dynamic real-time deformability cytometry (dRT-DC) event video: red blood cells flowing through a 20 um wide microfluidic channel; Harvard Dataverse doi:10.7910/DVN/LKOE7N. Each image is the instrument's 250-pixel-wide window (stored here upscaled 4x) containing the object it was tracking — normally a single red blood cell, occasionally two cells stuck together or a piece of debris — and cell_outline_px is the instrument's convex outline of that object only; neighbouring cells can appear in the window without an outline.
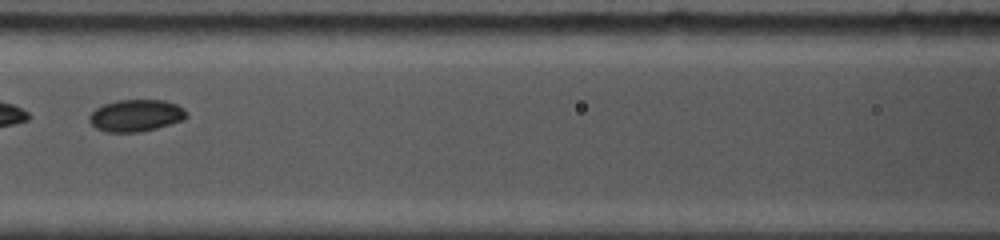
{"species": "common noctule bat (a hibernating species)", "species_latin": "Nyctalus noctula", "temperature_condition": "cold", "stored_images_in_passage": 17, "camera_frame_rate_fps": 5000, "um_per_image_px": 0.085, "animal": {"sex": "female", "body_mass_g": 19.0, "forearm_length_mm": 53.3}, "frame": {"image": 1, "passage_image": 8, "time_ms": 2.4, "image_size_px": [1000, 240], "cell_outline_px": [[188, 116], [184, 120], [156, 128], [140, 132], [104, 132], [96, 128], [88, 120], [88, 116], [96, 108], [104, 104], [116, 100], [164, 100], [176, 104], [184, 108], [188, 112]], "centroid_in_image_um": [11.56, 9.82], "position_along_channel_um": 155.0, "area_um2": 18.26}}